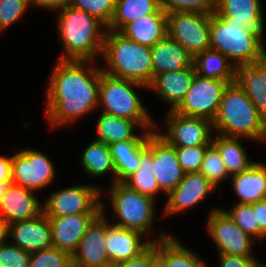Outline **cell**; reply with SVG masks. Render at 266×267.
I'll list each match as a JSON object with an SVG mask.
<instances>
[{"label":"cell","mask_w":266,"mask_h":267,"mask_svg":"<svg viewBox=\"0 0 266 267\" xmlns=\"http://www.w3.org/2000/svg\"><path fill=\"white\" fill-rule=\"evenodd\" d=\"M102 66L90 60H57L46 90L45 114L51 128L73 124L98 108Z\"/></svg>","instance_id":"cell-1"},{"label":"cell","mask_w":266,"mask_h":267,"mask_svg":"<svg viewBox=\"0 0 266 267\" xmlns=\"http://www.w3.org/2000/svg\"><path fill=\"white\" fill-rule=\"evenodd\" d=\"M59 41L62 45L59 60H90L102 57L107 27L94 16L68 5L56 11Z\"/></svg>","instance_id":"cell-2"},{"label":"cell","mask_w":266,"mask_h":267,"mask_svg":"<svg viewBox=\"0 0 266 267\" xmlns=\"http://www.w3.org/2000/svg\"><path fill=\"white\" fill-rule=\"evenodd\" d=\"M214 133L250 141H266V121L246 93L231 83L224 90L218 113L213 120Z\"/></svg>","instance_id":"cell-3"},{"label":"cell","mask_w":266,"mask_h":267,"mask_svg":"<svg viewBox=\"0 0 266 267\" xmlns=\"http://www.w3.org/2000/svg\"><path fill=\"white\" fill-rule=\"evenodd\" d=\"M101 59L105 63L102 71L108 75L146 87L152 83L151 48L129 40L119 32L106 30Z\"/></svg>","instance_id":"cell-4"},{"label":"cell","mask_w":266,"mask_h":267,"mask_svg":"<svg viewBox=\"0 0 266 267\" xmlns=\"http://www.w3.org/2000/svg\"><path fill=\"white\" fill-rule=\"evenodd\" d=\"M141 88L148 89L140 83L116 78L102 71L98 108L103 107L101 112L115 117L135 121L142 130H155L159 128L158 124L155 123L137 93V89L141 90Z\"/></svg>","instance_id":"cell-5"},{"label":"cell","mask_w":266,"mask_h":267,"mask_svg":"<svg viewBox=\"0 0 266 267\" xmlns=\"http://www.w3.org/2000/svg\"><path fill=\"white\" fill-rule=\"evenodd\" d=\"M108 200L110 202L112 214L115 215L114 225L125 229L136 230L143 233L152 242L165 239L170 236L166 232L151 234L156 221V200L141 193L131 190L125 184L115 182L110 184L107 190ZM155 217V218H154ZM155 220V221H154ZM149 234H151L149 238ZM152 236H154L152 238Z\"/></svg>","instance_id":"cell-6"},{"label":"cell","mask_w":266,"mask_h":267,"mask_svg":"<svg viewBox=\"0 0 266 267\" xmlns=\"http://www.w3.org/2000/svg\"><path fill=\"white\" fill-rule=\"evenodd\" d=\"M210 48L226 56L236 68L266 57L265 44L242 23L227 22L215 12L210 14Z\"/></svg>","instance_id":"cell-7"},{"label":"cell","mask_w":266,"mask_h":267,"mask_svg":"<svg viewBox=\"0 0 266 267\" xmlns=\"http://www.w3.org/2000/svg\"><path fill=\"white\" fill-rule=\"evenodd\" d=\"M100 185L83 184L65 187L50 193L43 202V212L47 217H61L74 214H100L101 196L104 192Z\"/></svg>","instance_id":"cell-8"},{"label":"cell","mask_w":266,"mask_h":267,"mask_svg":"<svg viewBox=\"0 0 266 267\" xmlns=\"http://www.w3.org/2000/svg\"><path fill=\"white\" fill-rule=\"evenodd\" d=\"M235 81H221L195 74L191 87L174 112L190 117L206 118L213 122L224 90Z\"/></svg>","instance_id":"cell-9"},{"label":"cell","mask_w":266,"mask_h":267,"mask_svg":"<svg viewBox=\"0 0 266 267\" xmlns=\"http://www.w3.org/2000/svg\"><path fill=\"white\" fill-rule=\"evenodd\" d=\"M168 36L194 58L210 49V14L196 12L167 13Z\"/></svg>","instance_id":"cell-10"},{"label":"cell","mask_w":266,"mask_h":267,"mask_svg":"<svg viewBox=\"0 0 266 267\" xmlns=\"http://www.w3.org/2000/svg\"><path fill=\"white\" fill-rule=\"evenodd\" d=\"M165 132L156 130L168 144L174 147L209 146L214 135L212 121L167 111L163 119Z\"/></svg>","instance_id":"cell-11"},{"label":"cell","mask_w":266,"mask_h":267,"mask_svg":"<svg viewBox=\"0 0 266 267\" xmlns=\"http://www.w3.org/2000/svg\"><path fill=\"white\" fill-rule=\"evenodd\" d=\"M53 161L43 152L22 148L12 155V182L32 191H39L55 181Z\"/></svg>","instance_id":"cell-12"},{"label":"cell","mask_w":266,"mask_h":267,"mask_svg":"<svg viewBox=\"0 0 266 267\" xmlns=\"http://www.w3.org/2000/svg\"><path fill=\"white\" fill-rule=\"evenodd\" d=\"M207 217V230L217 254L255 256L252 253L255 240L234 223L223 207L211 209Z\"/></svg>","instance_id":"cell-13"},{"label":"cell","mask_w":266,"mask_h":267,"mask_svg":"<svg viewBox=\"0 0 266 267\" xmlns=\"http://www.w3.org/2000/svg\"><path fill=\"white\" fill-rule=\"evenodd\" d=\"M103 202L101 201L102 213L105 215V246L110 262L118 264L139 255L152 241L139 231L110 223Z\"/></svg>","instance_id":"cell-14"},{"label":"cell","mask_w":266,"mask_h":267,"mask_svg":"<svg viewBox=\"0 0 266 267\" xmlns=\"http://www.w3.org/2000/svg\"><path fill=\"white\" fill-rule=\"evenodd\" d=\"M215 190L200 172L185 173L184 178L166 196L163 216H172L193 208ZM213 191V192H212Z\"/></svg>","instance_id":"cell-15"},{"label":"cell","mask_w":266,"mask_h":267,"mask_svg":"<svg viewBox=\"0 0 266 267\" xmlns=\"http://www.w3.org/2000/svg\"><path fill=\"white\" fill-rule=\"evenodd\" d=\"M105 241V215L101 212L88 226L72 254L73 267H101L110 264Z\"/></svg>","instance_id":"cell-16"},{"label":"cell","mask_w":266,"mask_h":267,"mask_svg":"<svg viewBox=\"0 0 266 267\" xmlns=\"http://www.w3.org/2000/svg\"><path fill=\"white\" fill-rule=\"evenodd\" d=\"M8 238L29 253L53 247L50 221L44 212L32 219L8 224Z\"/></svg>","instance_id":"cell-17"},{"label":"cell","mask_w":266,"mask_h":267,"mask_svg":"<svg viewBox=\"0 0 266 267\" xmlns=\"http://www.w3.org/2000/svg\"><path fill=\"white\" fill-rule=\"evenodd\" d=\"M153 174L162 194L166 197L184 178L176 148L153 131Z\"/></svg>","instance_id":"cell-18"},{"label":"cell","mask_w":266,"mask_h":267,"mask_svg":"<svg viewBox=\"0 0 266 267\" xmlns=\"http://www.w3.org/2000/svg\"><path fill=\"white\" fill-rule=\"evenodd\" d=\"M215 13L227 22L242 23L264 44L265 19L261 0H216Z\"/></svg>","instance_id":"cell-19"},{"label":"cell","mask_w":266,"mask_h":267,"mask_svg":"<svg viewBox=\"0 0 266 267\" xmlns=\"http://www.w3.org/2000/svg\"><path fill=\"white\" fill-rule=\"evenodd\" d=\"M43 212L35 191L10 183L0 202V217L7 223L28 220Z\"/></svg>","instance_id":"cell-20"},{"label":"cell","mask_w":266,"mask_h":267,"mask_svg":"<svg viewBox=\"0 0 266 267\" xmlns=\"http://www.w3.org/2000/svg\"><path fill=\"white\" fill-rule=\"evenodd\" d=\"M99 214H74L48 217L53 247L72 255L88 226Z\"/></svg>","instance_id":"cell-21"},{"label":"cell","mask_w":266,"mask_h":267,"mask_svg":"<svg viewBox=\"0 0 266 267\" xmlns=\"http://www.w3.org/2000/svg\"><path fill=\"white\" fill-rule=\"evenodd\" d=\"M195 74L194 65L176 72H164L156 75L148 88L170 105L168 111H173L189 91Z\"/></svg>","instance_id":"cell-22"},{"label":"cell","mask_w":266,"mask_h":267,"mask_svg":"<svg viewBox=\"0 0 266 267\" xmlns=\"http://www.w3.org/2000/svg\"><path fill=\"white\" fill-rule=\"evenodd\" d=\"M152 81L158 74L176 72L193 65V57L168 35L151 47Z\"/></svg>","instance_id":"cell-23"},{"label":"cell","mask_w":266,"mask_h":267,"mask_svg":"<svg viewBox=\"0 0 266 267\" xmlns=\"http://www.w3.org/2000/svg\"><path fill=\"white\" fill-rule=\"evenodd\" d=\"M235 82L266 121V57L262 61L237 67Z\"/></svg>","instance_id":"cell-24"},{"label":"cell","mask_w":266,"mask_h":267,"mask_svg":"<svg viewBox=\"0 0 266 267\" xmlns=\"http://www.w3.org/2000/svg\"><path fill=\"white\" fill-rule=\"evenodd\" d=\"M124 37L153 47L168 35L167 13H152L126 24L120 31Z\"/></svg>","instance_id":"cell-25"},{"label":"cell","mask_w":266,"mask_h":267,"mask_svg":"<svg viewBox=\"0 0 266 267\" xmlns=\"http://www.w3.org/2000/svg\"><path fill=\"white\" fill-rule=\"evenodd\" d=\"M96 138L107 145L115 142L128 140H146L155 130H141V127L135 122L127 119L115 117L101 112L96 120ZM140 128L141 135L135 134L136 129Z\"/></svg>","instance_id":"cell-26"},{"label":"cell","mask_w":266,"mask_h":267,"mask_svg":"<svg viewBox=\"0 0 266 267\" xmlns=\"http://www.w3.org/2000/svg\"><path fill=\"white\" fill-rule=\"evenodd\" d=\"M230 183L236 196L237 203H254L266 199V164L255 162L247 170L230 176Z\"/></svg>","instance_id":"cell-27"},{"label":"cell","mask_w":266,"mask_h":267,"mask_svg":"<svg viewBox=\"0 0 266 267\" xmlns=\"http://www.w3.org/2000/svg\"><path fill=\"white\" fill-rule=\"evenodd\" d=\"M146 146L147 139L120 141L109 145L116 171V182L123 183L138 170L142 150Z\"/></svg>","instance_id":"cell-28"},{"label":"cell","mask_w":266,"mask_h":267,"mask_svg":"<svg viewBox=\"0 0 266 267\" xmlns=\"http://www.w3.org/2000/svg\"><path fill=\"white\" fill-rule=\"evenodd\" d=\"M153 132L147 138V146L142 150V158L138 170L130 175L124 182L128 188L142 195L157 200L161 194L157 180L153 174ZM159 195V196H158Z\"/></svg>","instance_id":"cell-29"},{"label":"cell","mask_w":266,"mask_h":267,"mask_svg":"<svg viewBox=\"0 0 266 267\" xmlns=\"http://www.w3.org/2000/svg\"><path fill=\"white\" fill-rule=\"evenodd\" d=\"M240 137L214 133L212 144L217 148L229 176L247 171L254 162L247 155Z\"/></svg>","instance_id":"cell-30"},{"label":"cell","mask_w":266,"mask_h":267,"mask_svg":"<svg viewBox=\"0 0 266 267\" xmlns=\"http://www.w3.org/2000/svg\"><path fill=\"white\" fill-rule=\"evenodd\" d=\"M80 165L88 176L95 179L103 178L105 175L112 174L110 184L116 182V171L109 145L102 141L92 140L84 149L80 158ZM111 172V173H110ZM104 175V176H103Z\"/></svg>","instance_id":"cell-31"},{"label":"cell","mask_w":266,"mask_h":267,"mask_svg":"<svg viewBox=\"0 0 266 267\" xmlns=\"http://www.w3.org/2000/svg\"><path fill=\"white\" fill-rule=\"evenodd\" d=\"M152 13H165L161 0H116L107 30L119 32L126 24Z\"/></svg>","instance_id":"cell-32"},{"label":"cell","mask_w":266,"mask_h":267,"mask_svg":"<svg viewBox=\"0 0 266 267\" xmlns=\"http://www.w3.org/2000/svg\"><path fill=\"white\" fill-rule=\"evenodd\" d=\"M193 65L199 76L221 81H236L235 65L219 51L211 48L197 54L193 59Z\"/></svg>","instance_id":"cell-33"},{"label":"cell","mask_w":266,"mask_h":267,"mask_svg":"<svg viewBox=\"0 0 266 267\" xmlns=\"http://www.w3.org/2000/svg\"><path fill=\"white\" fill-rule=\"evenodd\" d=\"M157 257L164 267H206L202 258L171 235L157 241Z\"/></svg>","instance_id":"cell-34"},{"label":"cell","mask_w":266,"mask_h":267,"mask_svg":"<svg viewBox=\"0 0 266 267\" xmlns=\"http://www.w3.org/2000/svg\"><path fill=\"white\" fill-rule=\"evenodd\" d=\"M234 223L254 240L263 243L266 236L259 230L256 224V210H253L252 203H235L231 208L223 209Z\"/></svg>","instance_id":"cell-35"},{"label":"cell","mask_w":266,"mask_h":267,"mask_svg":"<svg viewBox=\"0 0 266 267\" xmlns=\"http://www.w3.org/2000/svg\"><path fill=\"white\" fill-rule=\"evenodd\" d=\"M199 172L217 189L222 181L230 178L220 153L212 143L206 148Z\"/></svg>","instance_id":"cell-36"},{"label":"cell","mask_w":266,"mask_h":267,"mask_svg":"<svg viewBox=\"0 0 266 267\" xmlns=\"http://www.w3.org/2000/svg\"><path fill=\"white\" fill-rule=\"evenodd\" d=\"M29 267H73L72 255L50 247L31 253Z\"/></svg>","instance_id":"cell-37"},{"label":"cell","mask_w":266,"mask_h":267,"mask_svg":"<svg viewBox=\"0 0 266 267\" xmlns=\"http://www.w3.org/2000/svg\"><path fill=\"white\" fill-rule=\"evenodd\" d=\"M116 0H70L69 5L94 16L106 27L114 14Z\"/></svg>","instance_id":"cell-38"},{"label":"cell","mask_w":266,"mask_h":267,"mask_svg":"<svg viewBox=\"0 0 266 267\" xmlns=\"http://www.w3.org/2000/svg\"><path fill=\"white\" fill-rule=\"evenodd\" d=\"M161 8L165 13L196 12L213 14L216 10V0H161Z\"/></svg>","instance_id":"cell-39"},{"label":"cell","mask_w":266,"mask_h":267,"mask_svg":"<svg viewBox=\"0 0 266 267\" xmlns=\"http://www.w3.org/2000/svg\"><path fill=\"white\" fill-rule=\"evenodd\" d=\"M29 6L30 0H0V33L24 17Z\"/></svg>","instance_id":"cell-40"},{"label":"cell","mask_w":266,"mask_h":267,"mask_svg":"<svg viewBox=\"0 0 266 267\" xmlns=\"http://www.w3.org/2000/svg\"><path fill=\"white\" fill-rule=\"evenodd\" d=\"M208 146L175 147L178 162L185 173L199 172Z\"/></svg>","instance_id":"cell-41"},{"label":"cell","mask_w":266,"mask_h":267,"mask_svg":"<svg viewBox=\"0 0 266 267\" xmlns=\"http://www.w3.org/2000/svg\"><path fill=\"white\" fill-rule=\"evenodd\" d=\"M30 256L8 240L0 245V267H29Z\"/></svg>","instance_id":"cell-42"},{"label":"cell","mask_w":266,"mask_h":267,"mask_svg":"<svg viewBox=\"0 0 266 267\" xmlns=\"http://www.w3.org/2000/svg\"><path fill=\"white\" fill-rule=\"evenodd\" d=\"M157 257V242H152L139 255L117 264V267H149L150 263Z\"/></svg>","instance_id":"cell-43"},{"label":"cell","mask_w":266,"mask_h":267,"mask_svg":"<svg viewBox=\"0 0 266 267\" xmlns=\"http://www.w3.org/2000/svg\"><path fill=\"white\" fill-rule=\"evenodd\" d=\"M219 267H260L261 261L254 256L218 254Z\"/></svg>","instance_id":"cell-44"},{"label":"cell","mask_w":266,"mask_h":267,"mask_svg":"<svg viewBox=\"0 0 266 267\" xmlns=\"http://www.w3.org/2000/svg\"><path fill=\"white\" fill-rule=\"evenodd\" d=\"M70 0H30L31 7L58 11L69 5Z\"/></svg>","instance_id":"cell-45"},{"label":"cell","mask_w":266,"mask_h":267,"mask_svg":"<svg viewBox=\"0 0 266 267\" xmlns=\"http://www.w3.org/2000/svg\"><path fill=\"white\" fill-rule=\"evenodd\" d=\"M253 210H256V224L259 230L266 236V199L252 203Z\"/></svg>","instance_id":"cell-46"},{"label":"cell","mask_w":266,"mask_h":267,"mask_svg":"<svg viewBox=\"0 0 266 267\" xmlns=\"http://www.w3.org/2000/svg\"><path fill=\"white\" fill-rule=\"evenodd\" d=\"M0 182H12V155H0Z\"/></svg>","instance_id":"cell-47"},{"label":"cell","mask_w":266,"mask_h":267,"mask_svg":"<svg viewBox=\"0 0 266 267\" xmlns=\"http://www.w3.org/2000/svg\"><path fill=\"white\" fill-rule=\"evenodd\" d=\"M8 239V224L0 217V245Z\"/></svg>","instance_id":"cell-48"},{"label":"cell","mask_w":266,"mask_h":267,"mask_svg":"<svg viewBox=\"0 0 266 267\" xmlns=\"http://www.w3.org/2000/svg\"><path fill=\"white\" fill-rule=\"evenodd\" d=\"M11 182H0V202Z\"/></svg>","instance_id":"cell-49"},{"label":"cell","mask_w":266,"mask_h":267,"mask_svg":"<svg viewBox=\"0 0 266 267\" xmlns=\"http://www.w3.org/2000/svg\"><path fill=\"white\" fill-rule=\"evenodd\" d=\"M149 267H164V263L156 257L149 265Z\"/></svg>","instance_id":"cell-50"},{"label":"cell","mask_w":266,"mask_h":267,"mask_svg":"<svg viewBox=\"0 0 266 267\" xmlns=\"http://www.w3.org/2000/svg\"><path fill=\"white\" fill-rule=\"evenodd\" d=\"M101 267H117V264H114V263H110L106 266H101Z\"/></svg>","instance_id":"cell-51"},{"label":"cell","mask_w":266,"mask_h":267,"mask_svg":"<svg viewBox=\"0 0 266 267\" xmlns=\"http://www.w3.org/2000/svg\"><path fill=\"white\" fill-rule=\"evenodd\" d=\"M260 267H266V262L264 263L261 261Z\"/></svg>","instance_id":"cell-52"}]
</instances>
